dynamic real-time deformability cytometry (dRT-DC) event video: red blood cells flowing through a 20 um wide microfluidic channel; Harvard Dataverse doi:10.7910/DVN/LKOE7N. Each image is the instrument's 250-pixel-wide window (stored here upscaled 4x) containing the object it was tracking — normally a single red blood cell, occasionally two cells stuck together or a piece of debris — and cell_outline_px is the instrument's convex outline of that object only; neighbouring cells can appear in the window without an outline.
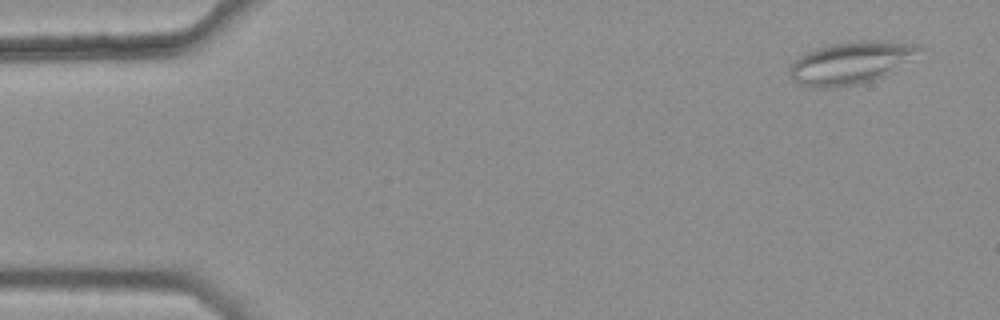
{"species": "common noctule bat (a hibernating species)", "species_latin": "Nyctalus noctula", "temperature_condition": "warm", "stored_images_in_passage": 4, "camera_frame_rate_fps": 3000, "um_per_image_px": 0.085, "animal": {"sex": "female", "body_mass_g": 25.1}, "frame": {"image": 1, "passage_image": 1, "time_ms": 0.0, "image_size_px": [1000, 320], "cell_outline_px": [[924, 48], [908, 60], [884, 76], [876, 80], [860, 84], [840, 88], [812, 88], [800, 84], [792, 80], [788, 72], [788, 64], [800, 56], [816, 48], [848, 40], [872, 40], [916, 44]], "centroid_in_image_um": [72.24, 5.35], "position_along_channel_um": 12.8, "area_um2": 32.31}}